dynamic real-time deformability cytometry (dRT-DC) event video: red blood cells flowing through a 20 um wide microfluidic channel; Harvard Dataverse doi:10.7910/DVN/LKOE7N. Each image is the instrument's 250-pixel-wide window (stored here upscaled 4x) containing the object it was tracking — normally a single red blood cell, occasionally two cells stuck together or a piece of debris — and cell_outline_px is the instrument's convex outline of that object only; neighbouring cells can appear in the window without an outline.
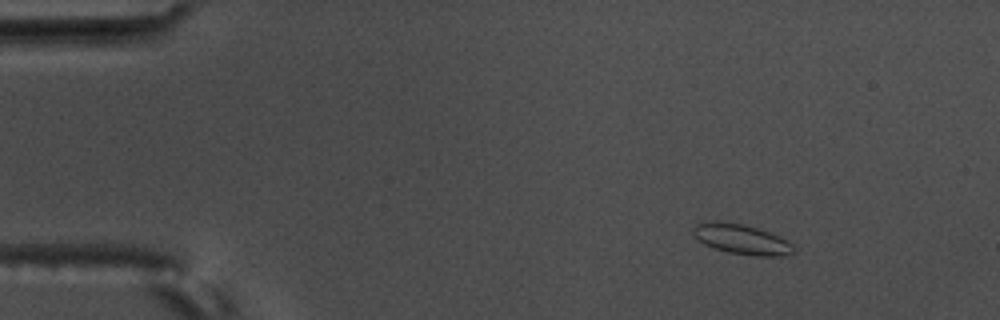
{"species": "common noctule bat (a hibernating species)", "species_latin": "Nyctalus noctula", "temperature_condition": "warm", "stored_images_in_passage": 6, "camera_frame_rate_fps": 3000, "um_per_image_px": 0.085, "animal": {"sex": "male", "body_mass_g": 17.5, "forearm_length_mm": 52.3}, "frame": {"image": 1, "passage_image": 3, "time_ms": 0.667, "image_size_px": [1000, 320], "cell_outline_px": [[796, 252], [784, 256], [756, 256], [728, 252], [704, 244], [692, 232], [692, 228], [696, 224], [712, 220], [716, 220], [744, 224], [768, 232], [792, 244], [796, 248]], "centroid_in_image_um": [63.03, 20.33], "position_along_channel_um": 22.0, "area_um2": 17.46}}